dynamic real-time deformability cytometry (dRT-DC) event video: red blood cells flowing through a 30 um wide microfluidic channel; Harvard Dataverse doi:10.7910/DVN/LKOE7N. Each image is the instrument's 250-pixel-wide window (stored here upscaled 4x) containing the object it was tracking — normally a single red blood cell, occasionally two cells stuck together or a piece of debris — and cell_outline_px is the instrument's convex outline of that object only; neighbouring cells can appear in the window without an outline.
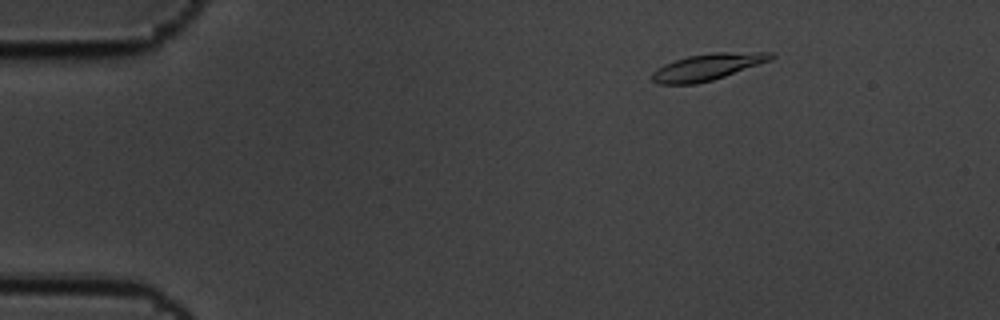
{"species": "common noctule bat (a hibernating species)", "species_latin": "Nyctalus noctula", "temperature_condition": "cold", "stored_images_in_passage": 5, "camera_frame_rate_fps": 3000, "um_per_image_px": 0.085, "animal": {"sex": "male", "body_mass_g": 19.5, "forearm_length_mm": 54.6}, "frame": {"image": 1, "passage_image": 1, "time_ms": 0.0, "image_size_px": [1000, 320], "cell_outline_px": [[776, 56], [772, 60], [712, 80], [696, 84], [656, 84], [652, 80], [652, 72], [656, 68], [664, 64], [688, 56], [712, 52], [776, 52]], "centroid_in_image_um": [60.16, 5.68], "position_along_channel_um": 24.8, "area_um2": 18.5}}
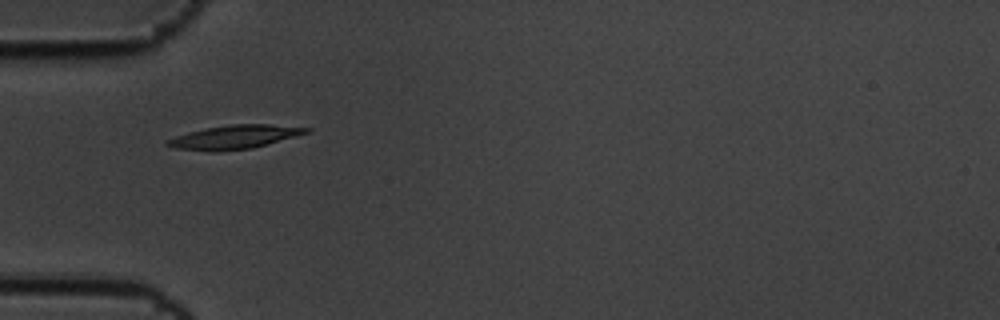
{"frame": {"image": 2, "passage_image": 4, "time_ms": 1.0, "image_size_px": [1000, 320], "cell_outline_px": [[312, 132], [252, 148], [216, 152], [212, 152], [176, 148], [164, 144], [164, 140], [188, 132], [204, 128], [232, 124], [268, 124], [312, 128]], "centroid_in_image_um": [19.93, 11.65], "position_along_channel_um": 65.1, "area_um2": 19.36}}
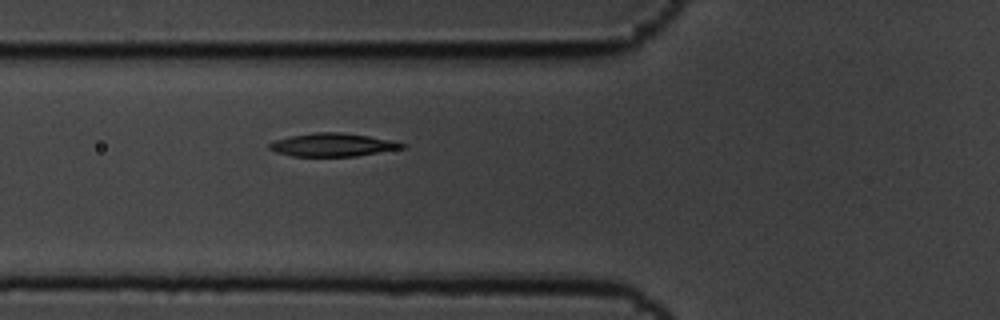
{"frame": {"image": 3, "passage_image": 5, "time_ms": 1.333, "image_size_px": [1000, 320], "cell_outline_px": [[408, 144], [404, 148], [356, 156], [292, 156], [276, 152], [268, 148], [268, 144], [272, 140], [288, 136], [316, 132], [340, 132], [396, 140]], "centroid_in_image_um": [28.28, 12.3], "position_along_channel_um": 97.5, "area_um2": 18.15}}